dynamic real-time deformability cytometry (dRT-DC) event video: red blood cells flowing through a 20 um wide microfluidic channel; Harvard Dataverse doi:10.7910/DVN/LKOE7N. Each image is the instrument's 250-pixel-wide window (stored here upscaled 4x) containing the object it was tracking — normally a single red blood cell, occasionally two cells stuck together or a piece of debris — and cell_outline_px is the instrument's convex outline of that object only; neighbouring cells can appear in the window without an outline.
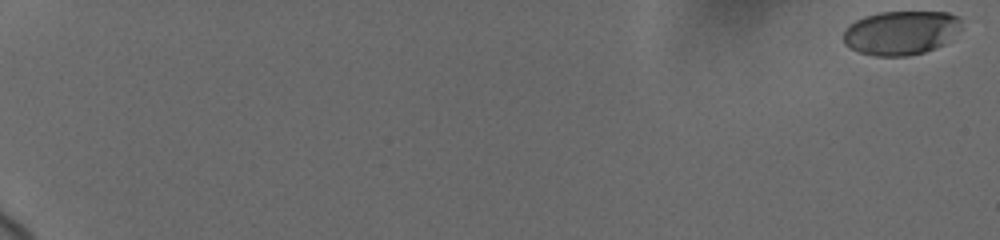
{"species": "human", "species_latin": "Homo sapiens", "temperature_condition": "cold", "stored_images_in_passage": 11, "camera_frame_rate_fps": 3000, "um_per_image_px": 0.085, "donor": {"sex": "female"}, "frame": {"image": 1, "passage_image": 1, "time_ms": 0.0, "image_size_px": [1000, 240], "cell_outline_px": [[960, 28], [944, 44], [936, 48], [924, 52], [904, 56], [876, 56], [860, 52], [844, 44], [844, 32], [856, 20], [864, 16], [880, 12], [948, 12], [960, 16]], "centroid_in_image_um": [76.6, 2.78], "position_along_channel_um": 8.4, "area_um2": 30.06}}